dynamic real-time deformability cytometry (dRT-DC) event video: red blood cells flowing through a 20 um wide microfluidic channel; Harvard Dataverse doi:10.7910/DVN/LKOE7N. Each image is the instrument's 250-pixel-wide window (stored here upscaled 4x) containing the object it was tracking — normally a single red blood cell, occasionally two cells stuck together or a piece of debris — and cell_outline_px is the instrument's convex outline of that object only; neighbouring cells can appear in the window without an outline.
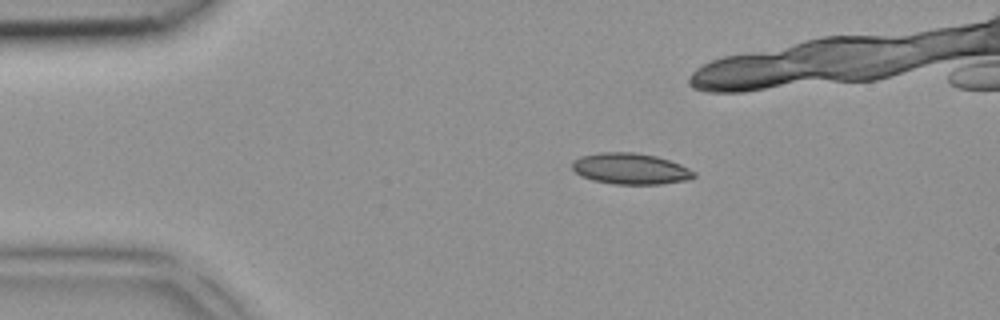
{"species": "common noctule bat (a hibernating species)", "species_latin": "Nyctalus noctula", "temperature_condition": "room temperature", "stored_images_in_passage": 7, "camera_frame_rate_fps": 3000, "um_per_image_px": 0.085, "animal": {"sex": "female", "body_mass_g": 18.4}, "frame": {"image": 1, "passage_image": 2, "time_ms": 0.333, "image_size_px": [1000, 320], "cell_outline_px": [[696, 176], [688, 180], [660, 184], [616, 184], [592, 180], [580, 176], [572, 168], [572, 164], [580, 156], [600, 152], [636, 152], [656, 156], [680, 164], [696, 172]], "centroid_in_image_um": [53.6, 14.34], "position_along_channel_um": 31.4, "area_um2": 22.08}}
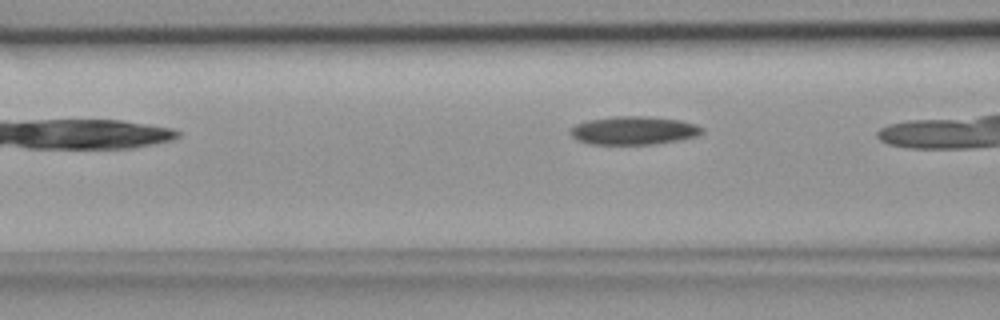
{"frame": {"image": 2, "passage_image": 7, "time_ms": 2.0, "image_size_px": [1000, 320], "cell_outline_px": [[704, 132], [696, 136], [676, 140], [652, 144], [588, 144], [576, 140], [568, 132], [568, 128], [576, 124], [588, 120], [616, 116], [644, 116], [680, 120], [696, 124], [704, 128]], "centroid_in_image_um": [53.82, 11.09], "position_along_channel_um": 112.8, "area_um2": 21.79}}